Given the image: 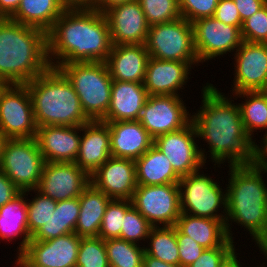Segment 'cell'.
I'll list each match as a JSON object with an SVG mask.
<instances>
[{"label": "cell", "mask_w": 267, "mask_h": 267, "mask_svg": "<svg viewBox=\"0 0 267 267\" xmlns=\"http://www.w3.org/2000/svg\"><path fill=\"white\" fill-rule=\"evenodd\" d=\"M201 93L202 107L191 116L198 138L209 145L208 158L218 167L227 160L229 166L258 162L259 144L245 131L239 105L211 83Z\"/></svg>", "instance_id": "obj_1"}, {"label": "cell", "mask_w": 267, "mask_h": 267, "mask_svg": "<svg viewBox=\"0 0 267 267\" xmlns=\"http://www.w3.org/2000/svg\"><path fill=\"white\" fill-rule=\"evenodd\" d=\"M112 46L107 18L93 8L65 10L47 33L50 67L105 62Z\"/></svg>", "instance_id": "obj_2"}, {"label": "cell", "mask_w": 267, "mask_h": 267, "mask_svg": "<svg viewBox=\"0 0 267 267\" xmlns=\"http://www.w3.org/2000/svg\"><path fill=\"white\" fill-rule=\"evenodd\" d=\"M228 167L230 177L226 185L225 221L227 236L230 240L234 238L231 231L232 222L244 226L260 248V252L266 257L267 185L263 175L267 173V167L259 161L252 164L228 165Z\"/></svg>", "instance_id": "obj_3"}, {"label": "cell", "mask_w": 267, "mask_h": 267, "mask_svg": "<svg viewBox=\"0 0 267 267\" xmlns=\"http://www.w3.org/2000/svg\"><path fill=\"white\" fill-rule=\"evenodd\" d=\"M49 67L47 34L10 18H0V83L26 84Z\"/></svg>", "instance_id": "obj_4"}, {"label": "cell", "mask_w": 267, "mask_h": 267, "mask_svg": "<svg viewBox=\"0 0 267 267\" xmlns=\"http://www.w3.org/2000/svg\"><path fill=\"white\" fill-rule=\"evenodd\" d=\"M25 85L37 127L81 126L91 121L72 84L58 68L49 67Z\"/></svg>", "instance_id": "obj_5"}, {"label": "cell", "mask_w": 267, "mask_h": 267, "mask_svg": "<svg viewBox=\"0 0 267 267\" xmlns=\"http://www.w3.org/2000/svg\"><path fill=\"white\" fill-rule=\"evenodd\" d=\"M72 84L85 115L102 120L111 100L112 78L105 62L61 64L57 67Z\"/></svg>", "instance_id": "obj_6"}, {"label": "cell", "mask_w": 267, "mask_h": 267, "mask_svg": "<svg viewBox=\"0 0 267 267\" xmlns=\"http://www.w3.org/2000/svg\"><path fill=\"white\" fill-rule=\"evenodd\" d=\"M178 186L181 213L196 217L226 220V190L222 189L218 182L206 175L204 171L201 173L198 170L181 177ZM222 209L223 211L220 213Z\"/></svg>", "instance_id": "obj_7"}, {"label": "cell", "mask_w": 267, "mask_h": 267, "mask_svg": "<svg viewBox=\"0 0 267 267\" xmlns=\"http://www.w3.org/2000/svg\"><path fill=\"white\" fill-rule=\"evenodd\" d=\"M44 164L35 138L6 139L0 170L21 192L37 189Z\"/></svg>", "instance_id": "obj_8"}, {"label": "cell", "mask_w": 267, "mask_h": 267, "mask_svg": "<svg viewBox=\"0 0 267 267\" xmlns=\"http://www.w3.org/2000/svg\"><path fill=\"white\" fill-rule=\"evenodd\" d=\"M145 45L150 57L159 60L199 62L193 25L183 17L149 26Z\"/></svg>", "instance_id": "obj_9"}, {"label": "cell", "mask_w": 267, "mask_h": 267, "mask_svg": "<svg viewBox=\"0 0 267 267\" xmlns=\"http://www.w3.org/2000/svg\"><path fill=\"white\" fill-rule=\"evenodd\" d=\"M38 127L25 84L0 87V132L7 139L35 138Z\"/></svg>", "instance_id": "obj_10"}, {"label": "cell", "mask_w": 267, "mask_h": 267, "mask_svg": "<svg viewBox=\"0 0 267 267\" xmlns=\"http://www.w3.org/2000/svg\"><path fill=\"white\" fill-rule=\"evenodd\" d=\"M131 201L152 227L174 226L181 215L178 183L137 184Z\"/></svg>", "instance_id": "obj_11"}, {"label": "cell", "mask_w": 267, "mask_h": 267, "mask_svg": "<svg viewBox=\"0 0 267 267\" xmlns=\"http://www.w3.org/2000/svg\"><path fill=\"white\" fill-rule=\"evenodd\" d=\"M196 138L197 131L191 120L179 130L157 136L153 144L169 159L174 171L183 177L201 170L207 162L206 149L196 144Z\"/></svg>", "instance_id": "obj_12"}, {"label": "cell", "mask_w": 267, "mask_h": 267, "mask_svg": "<svg viewBox=\"0 0 267 267\" xmlns=\"http://www.w3.org/2000/svg\"><path fill=\"white\" fill-rule=\"evenodd\" d=\"M184 104L180 96L149 95L138 121L155 139L159 135L185 127L192 120L191 113Z\"/></svg>", "instance_id": "obj_13"}, {"label": "cell", "mask_w": 267, "mask_h": 267, "mask_svg": "<svg viewBox=\"0 0 267 267\" xmlns=\"http://www.w3.org/2000/svg\"><path fill=\"white\" fill-rule=\"evenodd\" d=\"M192 25L199 64L235 52L243 42L239 27L226 25L214 17L197 19Z\"/></svg>", "instance_id": "obj_14"}, {"label": "cell", "mask_w": 267, "mask_h": 267, "mask_svg": "<svg viewBox=\"0 0 267 267\" xmlns=\"http://www.w3.org/2000/svg\"><path fill=\"white\" fill-rule=\"evenodd\" d=\"M91 183L74 162H45L37 190L55 201L77 198Z\"/></svg>", "instance_id": "obj_15"}, {"label": "cell", "mask_w": 267, "mask_h": 267, "mask_svg": "<svg viewBox=\"0 0 267 267\" xmlns=\"http://www.w3.org/2000/svg\"><path fill=\"white\" fill-rule=\"evenodd\" d=\"M232 94L267 89V43L243 41L234 53Z\"/></svg>", "instance_id": "obj_16"}, {"label": "cell", "mask_w": 267, "mask_h": 267, "mask_svg": "<svg viewBox=\"0 0 267 267\" xmlns=\"http://www.w3.org/2000/svg\"><path fill=\"white\" fill-rule=\"evenodd\" d=\"M90 180L111 199L131 200L137 187L135 160L111 156L90 175Z\"/></svg>", "instance_id": "obj_17"}, {"label": "cell", "mask_w": 267, "mask_h": 267, "mask_svg": "<svg viewBox=\"0 0 267 267\" xmlns=\"http://www.w3.org/2000/svg\"><path fill=\"white\" fill-rule=\"evenodd\" d=\"M104 14L113 45L146 43L149 25L138 0L114 6Z\"/></svg>", "instance_id": "obj_18"}, {"label": "cell", "mask_w": 267, "mask_h": 267, "mask_svg": "<svg viewBox=\"0 0 267 267\" xmlns=\"http://www.w3.org/2000/svg\"><path fill=\"white\" fill-rule=\"evenodd\" d=\"M199 62L165 61L150 57L147 63L144 87L148 95L181 96L178 90L185 89L191 68ZM192 65V66H191Z\"/></svg>", "instance_id": "obj_19"}, {"label": "cell", "mask_w": 267, "mask_h": 267, "mask_svg": "<svg viewBox=\"0 0 267 267\" xmlns=\"http://www.w3.org/2000/svg\"><path fill=\"white\" fill-rule=\"evenodd\" d=\"M80 240L76 233L48 241L31 240L23 254L39 267H76Z\"/></svg>", "instance_id": "obj_20"}, {"label": "cell", "mask_w": 267, "mask_h": 267, "mask_svg": "<svg viewBox=\"0 0 267 267\" xmlns=\"http://www.w3.org/2000/svg\"><path fill=\"white\" fill-rule=\"evenodd\" d=\"M80 138L81 126H42L35 136L45 162L75 163Z\"/></svg>", "instance_id": "obj_21"}, {"label": "cell", "mask_w": 267, "mask_h": 267, "mask_svg": "<svg viewBox=\"0 0 267 267\" xmlns=\"http://www.w3.org/2000/svg\"><path fill=\"white\" fill-rule=\"evenodd\" d=\"M81 131L75 163L91 175L112 156L110 128L107 123L98 120L81 125Z\"/></svg>", "instance_id": "obj_22"}, {"label": "cell", "mask_w": 267, "mask_h": 267, "mask_svg": "<svg viewBox=\"0 0 267 267\" xmlns=\"http://www.w3.org/2000/svg\"><path fill=\"white\" fill-rule=\"evenodd\" d=\"M150 55L145 44L113 45L105 61L113 81L144 83Z\"/></svg>", "instance_id": "obj_23"}, {"label": "cell", "mask_w": 267, "mask_h": 267, "mask_svg": "<svg viewBox=\"0 0 267 267\" xmlns=\"http://www.w3.org/2000/svg\"><path fill=\"white\" fill-rule=\"evenodd\" d=\"M105 123L110 128L113 157L136 160L154 143V139L138 120Z\"/></svg>", "instance_id": "obj_24"}, {"label": "cell", "mask_w": 267, "mask_h": 267, "mask_svg": "<svg viewBox=\"0 0 267 267\" xmlns=\"http://www.w3.org/2000/svg\"><path fill=\"white\" fill-rule=\"evenodd\" d=\"M148 96L144 83L112 81L110 105L101 121L138 120Z\"/></svg>", "instance_id": "obj_25"}, {"label": "cell", "mask_w": 267, "mask_h": 267, "mask_svg": "<svg viewBox=\"0 0 267 267\" xmlns=\"http://www.w3.org/2000/svg\"><path fill=\"white\" fill-rule=\"evenodd\" d=\"M27 196L26 192H21L0 207V240L11 242L15 238L23 237L19 247L17 246V255L23 254L31 241L27 222Z\"/></svg>", "instance_id": "obj_26"}, {"label": "cell", "mask_w": 267, "mask_h": 267, "mask_svg": "<svg viewBox=\"0 0 267 267\" xmlns=\"http://www.w3.org/2000/svg\"><path fill=\"white\" fill-rule=\"evenodd\" d=\"M111 200L90 183L79 196L80 212L74 233L80 237H98L103 215Z\"/></svg>", "instance_id": "obj_27"}, {"label": "cell", "mask_w": 267, "mask_h": 267, "mask_svg": "<svg viewBox=\"0 0 267 267\" xmlns=\"http://www.w3.org/2000/svg\"><path fill=\"white\" fill-rule=\"evenodd\" d=\"M225 221L181 213L174 227L203 248L211 249L221 246L228 239Z\"/></svg>", "instance_id": "obj_28"}, {"label": "cell", "mask_w": 267, "mask_h": 267, "mask_svg": "<svg viewBox=\"0 0 267 267\" xmlns=\"http://www.w3.org/2000/svg\"><path fill=\"white\" fill-rule=\"evenodd\" d=\"M135 165L139 185H164L178 183L181 179L169 159L154 144L135 160Z\"/></svg>", "instance_id": "obj_29"}, {"label": "cell", "mask_w": 267, "mask_h": 267, "mask_svg": "<svg viewBox=\"0 0 267 267\" xmlns=\"http://www.w3.org/2000/svg\"><path fill=\"white\" fill-rule=\"evenodd\" d=\"M64 11L58 0H21L10 19L47 34Z\"/></svg>", "instance_id": "obj_30"}, {"label": "cell", "mask_w": 267, "mask_h": 267, "mask_svg": "<svg viewBox=\"0 0 267 267\" xmlns=\"http://www.w3.org/2000/svg\"><path fill=\"white\" fill-rule=\"evenodd\" d=\"M237 100L238 97L245 99V102L238 103L241 111L242 122L245 131L254 138L256 130L265 129L263 140L267 136V92L266 91H242L232 94ZM246 97V98H245ZM253 135V136H252Z\"/></svg>", "instance_id": "obj_31"}, {"label": "cell", "mask_w": 267, "mask_h": 267, "mask_svg": "<svg viewBox=\"0 0 267 267\" xmlns=\"http://www.w3.org/2000/svg\"><path fill=\"white\" fill-rule=\"evenodd\" d=\"M148 247L144 246V254H148L168 264L180 266L176 228L174 226L152 227L148 238Z\"/></svg>", "instance_id": "obj_32"}, {"label": "cell", "mask_w": 267, "mask_h": 267, "mask_svg": "<svg viewBox=\"0 0 267 267\" xmlns=\"http://www.w3.org/2000/svg\"><path fill=\"white\" fill-rule=\"evenodd\" d=\"M105 248L110 267H141L144 247L119 238L107 239Z\"/></svg>", "instance_id": "obj_33"}, {"label": "cell", "mask_w": 267, "mask_h": 267, "mask_svg": "<svg viewBox=\"0 0 267 267\" xmlns=\"http://www.w3.org/2000/svg\"><path fill=\"white\" fill-rule=\"evenodd\" d=\"M31 191L37 194L32 200L27 199V222L30 236L48 221L57 206V201L42 194L37 189L25 192L29 194Z\"/></svg>", "instance_id": "obj_34"}, {"label": "cell", "mask_w": 267, "mask_h": 267, "mask_svg": "<svg viewBox=\"0 0 267 267\" xmlns=\"http://www.w3.org/2000/svg\"><path fill=\"white\" fill-rule=\"evenodd\" d=\"M132 206L131 200L112 199L103 215L98 237L103 240L120 239L123 217Z\"/></svg>", "instance_id": "obj_35"}, {"label": "cell", "mask_w": 267, "mask_h": 267, "mask_svg": "<svg viewBox=\"0 0 267 267\" xmlns=\"http://www.w3.org/2000/svg\"><path fill=\"white\" fill-rule=\"evenodd\" d=\"M76 267H110L105 241L100 237H81Z\"/></svg>", "instance_id": "obj_36"}, {"label": "cell", "mask_w": 267, "mask_h": 267, "mask_svg": "<svg viewBox=\"0 0 267 267\" xmlns=\"http://www.w3.org/2000/svg\"><path fill=\"white\" fill-rule=\"evenodd\" d=\"M149 26L181 17L178 0H138Z\"/></svg>", "instance_id": "obj_37"}, {"label": "cell", "mask_w": 267, "mask_h": 267, "mask_svg": "<svg viewBox=\"0 0 267 267\" xmlns=\"http://www.w3.org/2000/svg\"><path fill=\"white\" fill-rule=\"evenodd\" d=\"M151 228L147 219L132 206L123 217L120 239L139 245L141 240H147Z\"/></svg>", "instance_id": "obj_38"}, {"label": "cell", "mask_w": 267, "mask_h": 267, "mask_svg": "<svg viewBox=\"0 0 267 267\" xmlns=\"http://www.w3.org/2000/svg\"><path fill=\"white\" fill-rule=\"evenodd\" d=\"M241 36L250 43H267V4L242 22Z\"/></svg>", "instance_id": "obj_39"}, {"label": "cell", "mask_w": 267, "mask_h": 267, "mask_svg": "<svg viewBox=\"0 0 267 267\" xmlns=\"http://www.w3.org/2000/svg\"><path fill=\"white\" fill-rule=\"evenodd\" d=\"M219 0H178L181 17L194 22L197 19L213 17Z\"/></svg>", "instance_id": "obj_40"}, {"label": "cell", "mask_w": 267, "mask_h": 267, "mask_svg": "<svg viewBox=\"0 0 267 267\" xmlns=\"http://www.w3.org/2000/svg\"><path fill=\"white\" fill-rule=\"evenodd\" d=\"M80 212L79 197L57 201L58 231L74 233Z\"/></svg>", "instance_id": "obj_41"}, {"label": "cell", "mask_w": 267, "mask_h": 267, "mask_svg": "<svg viewBox=\"0 0 267 267\" xmlns=\"http://www.w3.org/2000/svg\"><path fill=\"white\" fill-rule=\"evenodd\" d=\"M229 238L219 247L204 249L201 256L188 267H220L235 250V242Z\"/></svg>", "instance_id": "obj_42"}, {"label": "cell", "mask_w": 267, "mask_h": 267, "mask_svg": "<svg viewBox=\"0 0 267 267\" xmlns=\"http://www.w3.org/2000/svg\"><path fill=\"white\" fill-rule=\"evenodd\" d=\"M176 239L178 243L180 267H188L191 265L201 256V253L205 249L190 236L180 234L177 230Z\"/></svg>", "instance_id": "obj_43"}, {"label": "cell", "mask_w": 267, "mask_h": 267, "mask_svg": "<svg viewBox=\"0 0 267 267\" xmlns=\"http://www.w3.org/2000/svg\"><path fill=\"white\" fill-rule=\"evenodd\" d=\"M213 17L226 25L237 26L241 29V17L233 0H219Z\"/></svg>", "instance_id": "obj_44"}, {"label": "cell", "mask_w": 267, "mask_h": 267, "mask_svg": "<svg viewBox=\"0 0 267 267\" xmlns=\"http://www.w3.org/2000/svg\"><path fill=\"white\" fill-rule=\"evenodd\" d=\"M63 235H66V231H58L56 206L48 221L31 236V240L48 241Z\"/></svg>", "instance_id": "obj_45"}, {"label": "cell", "mask_w": 267, "mask_h": 267, "mask_svg": "<svg viewBox=\"0 0 267 267\" xmlns=\"http://www.w3.org/2000/svg\"><path fill=\"white\" fill-rule=\"evenodd\" d=\"M21 191L14 183L0 170V207L13 200Z\"/></svg>", "instance_id": "obj_46"}, {"label": "cell", "mask_w": 267, "mask_h": 267, "mask_svg": "<svg viewBox=\"0 0 267 267\" xmlns=\"http://www.w3.org/2000/svg\"><path fill=\"white\" fill-rule=\"evenodd\" d=\"M243 22L267 4V0H233Z\"/></svg>", "instance_id": "obj_47"}, {"label": "cell", "mask_w": 267, "mask_h": 267, "mask_svg": "<svg viewBox=\"0 0 267 267\" xmlns=\"http://www.w3.org/2000/svg\"><path fill=\"white\" fill-rule=\"evenodd\" d=\"M65 10L92 9L96 0H58Z\"/></svg>", "instance_id": "obj_48"}, {"label": "cell", "mask_w": 267, "mask_h": 267, "mask_svg": "<svg viewBox=\"0 0 267 267\" xmlns=\"http://www.w3.org/2000/svg\"><path fill=\"white\" fill-rule=\"evenodd\" d=\"M21 0H0V18H10L18 9Z\"/></svg>", "instance_id": "obj_49"}, {"label": "cell", "mask_w": 267, "mask_h": 267, "mask_svg": "<svg viewBox=\"0 0 267 267\" xmlns=\"http://www.w3.org/2000/svg\"><path fill=\"white\" fill-rule=\"evenodd\" d=\"M130 1L132 0H96L93 9H96L101 13H105L107 10L114 6L124 4Z\"/></svg>", "instance_id": "obj_50"}, {"label": "cell", "mask_w": 267, "mask_h": 267, "mask_svg": "<svg viewBox=\"0 0 267 267\" xmlns=\"http://www.w3.org/2000/svg\"><path fill=\"white\" fill-rule=\"evenodd\" d=\"M143 267H180L177 265L168 264L163 262L162 260H158L148 254H144L143 256Z\"/></svg>", "instance_id": "obj_51"}, {"label": "cell", "mask_w": 267, "mask_h": 267, "mask_svg": "<svg viewBox=\"0 0 267 267\" xmlns=\"http://www.w3.org/2000/svg\"><path fill=\"white\" fill-rule=\"evenodd\" d=\"M259 143L260 146H258V161L263 166L267 167V136L262 141L260 140Z\"/></svg>", "instance_id": "obj_52"}, {"label": "cell", "mask_w": 267, "mask_h": 267, "mask_svg": "<svg viewBox=\"0 0 267 267\" xmlns=\"http://www.w3.org/2000/svg\"><path fill=\"white\" fill-rule=\"evenodd\" d=\"M238 253H236V249L224 260V262L220 265V267H243L241 263L237 260ZM265 265H261L260 267H264Z\"/></svg>", "instance_id": "obj_53"}, {"label": "cell", "mask_w": 267, "mask_h": 267, "mask_svg": "<svg viewBox=\"0 0 267 267\" xmlns=\"http://www.w3.org/2000/svg\"><path fill=\"white\" fill-rule=\"evenodd\" d=\"M16 257L15 267H39L32 263L24 254H18Z\"/></svg>", "instance_id": "obj_54"}, {"label": "cell", "mask_w": 267, "mask_h": 267, "mask_svg": "<svg viewBox=\"0 0 267 267\" xmlns=\"http://www.w3.org/2000/svg\"><path fill=\"white\" fill-rule=\"evenodd\" d=\"M6 139L7 138L0 132V161H1V156H2L3 146H4Z\"/></svg>", "instance_id": "obj_55"}]
</instances>
